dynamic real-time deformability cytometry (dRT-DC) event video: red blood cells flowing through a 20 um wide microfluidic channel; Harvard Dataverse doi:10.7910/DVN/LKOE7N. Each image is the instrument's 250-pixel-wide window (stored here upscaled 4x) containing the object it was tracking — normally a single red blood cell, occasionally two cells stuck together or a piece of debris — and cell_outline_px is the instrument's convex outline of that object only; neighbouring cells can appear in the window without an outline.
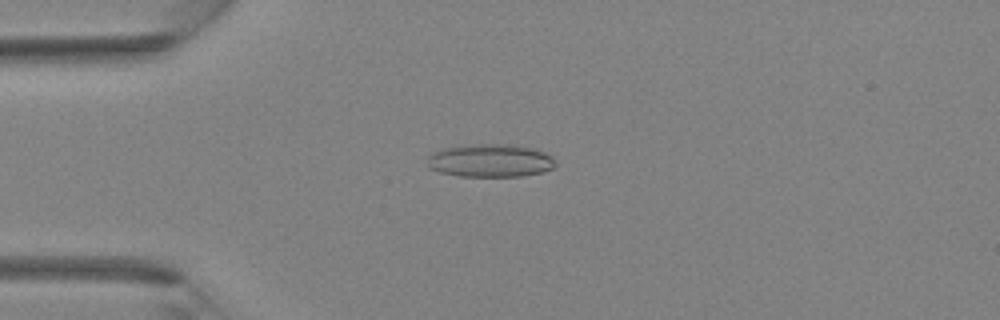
{"species": "Egyptian fruit bat (a non-hibernating species)", "species_latin": "Rousettus aegyptiacus", "temperature_condition": "room temperature", "stored_images_in_passage": 41, "camera_frame_rate_fps": 3000, "um_per_image_px": 0.085, "animal": {"sex": "female"}, "frame": {"image": 1, "passage_image": 10, "time_ms": 3.0, "image_size_px": [1000, 320], "cell_outline_px": [[556, 164], [552, 168], [544, 172], [520, 176], [460, 176], [440, 172], [428, 168], [424, 160], [432, 152], [444, 148], [476, 144], [504, 144], [536, 148], [552, 156], [556, 160]], "centroid_in_image_um": [41.66, 13.65], "position_along_channel_um": 43.3, "area_um2": 24.91}}
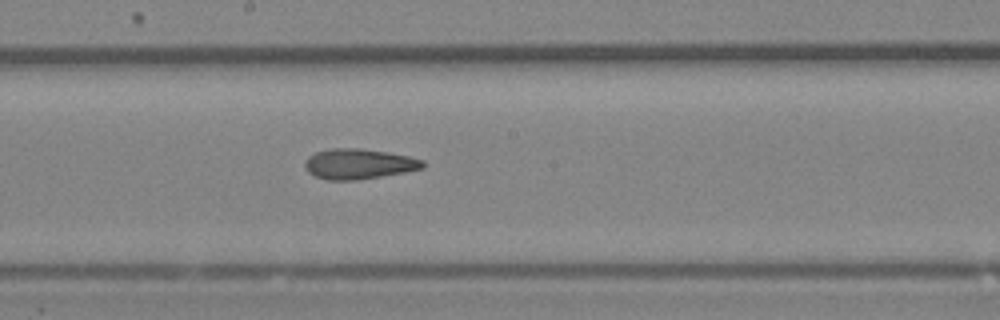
{"frame": {"image": 2, "passage_image": 22, "time_ms": 7.0, "image_size_px": [1000, 320], "cell_outline_px": [[424, 168], [404, 172], [356, 180], [328, 180], [316, 176], [308, 172], [304, 168], [304, 160], [308, 156], [316, 152], [332, 148], [360, 148], [388, 152], [408, 156], [424, 160]], "centroid_in_image_um": [30.47, 13.92], "position_along_channel_um": 217.7, "area_um2": 20.81}}
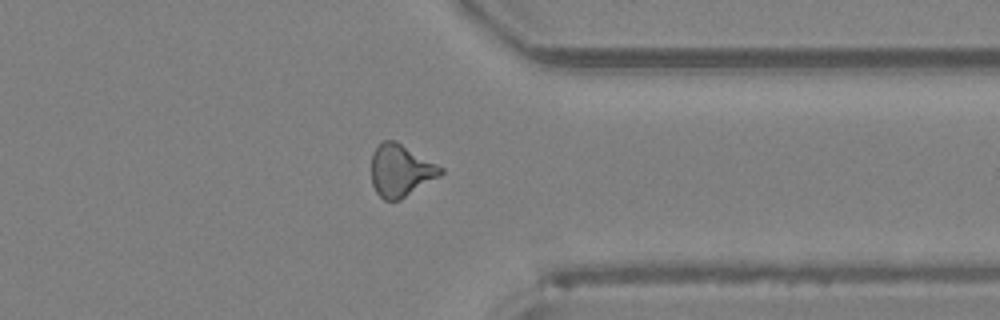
{"frame": {"image": 3, "passage_image": 32, "time_ms": 10.333, "image_size_px": [1000, 320], "cell_outline_px": [[444, 172], [440, 176], [400, 200], [384, 200], [376, 192], [372, 184], [372, 152], [384, 140], [392, 140], [400, 144], [444, 168]], "centroid_in_image_um": [34.05, 14.52], "position_along_channel_um": 377.3, "area_um2": 20.69}}